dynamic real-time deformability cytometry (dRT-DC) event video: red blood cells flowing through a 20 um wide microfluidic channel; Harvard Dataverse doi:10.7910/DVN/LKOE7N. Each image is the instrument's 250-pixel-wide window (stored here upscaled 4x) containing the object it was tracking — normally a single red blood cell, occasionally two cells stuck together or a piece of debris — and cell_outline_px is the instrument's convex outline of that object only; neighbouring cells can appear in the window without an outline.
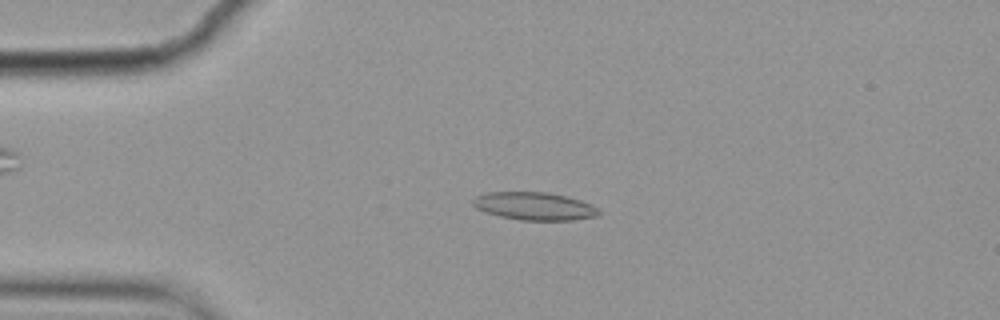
{"species": "common noctule bat (a hibernating species)", "species_latin": "Nyctalus noctula", "temperature_condition": "cold", "stored_images_in_passage": 4, "camera_frame_rate_fps": 3000, "um_per_image_px": 0.085, "animal": {"sex": "female", "body_mass_g": 19.9}, "frame": {"image": 1, "passage_image": 3, "time_ms": 0.667, "image_size_px": [1000, 320], "cell_outline_px": [[600, 212], [596, 216], [572, 220], [520, 220], [500, 216], [484, 212], [476, 208], [472, 204], [472, 200], [476, 196], [488, 192], [548, 192], [580, 200], [592, 204]], "centroid_in_image_um": [45.39, 17.52], "position_along_channel_um": 39.6, "area_um2": 20.35}}